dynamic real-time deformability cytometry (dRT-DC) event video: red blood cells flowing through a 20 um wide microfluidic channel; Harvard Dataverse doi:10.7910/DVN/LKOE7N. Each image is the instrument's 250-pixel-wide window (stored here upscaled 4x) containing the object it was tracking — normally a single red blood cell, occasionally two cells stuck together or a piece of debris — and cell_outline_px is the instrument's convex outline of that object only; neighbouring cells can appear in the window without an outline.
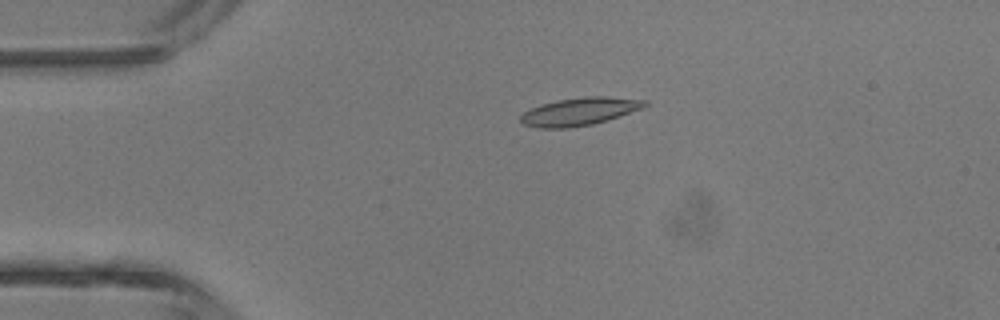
{"species": "common noctule bat (a hibernating species)", "species_latin": "Nyctalus noctula", "temperature_condition": "room temperature", "stored_images_in_passage": 4, "camera_frame_rate_fps": 3000, "um_per_image_px": 0.085, "animal": {"sex": "male", "body_mass_g": 13.3}, "frame": {"image": 1, "passage_image": 2, "time_ms": 1.333, "image_size_px": [1000, 320], "cell_outline_px": [[648, 104], [644, 108], [592, 124], [568, 128], [536, 128], [524, 124], [520, 120], [520, 116], [524, 112], [540, 104], [556, 100], [588, 96], [604, 96], [648, 100]], "centroid_in_image_um": [49.26, 9.47], "position_along_channel_um": 35.7, "area_um2": 20.06}}